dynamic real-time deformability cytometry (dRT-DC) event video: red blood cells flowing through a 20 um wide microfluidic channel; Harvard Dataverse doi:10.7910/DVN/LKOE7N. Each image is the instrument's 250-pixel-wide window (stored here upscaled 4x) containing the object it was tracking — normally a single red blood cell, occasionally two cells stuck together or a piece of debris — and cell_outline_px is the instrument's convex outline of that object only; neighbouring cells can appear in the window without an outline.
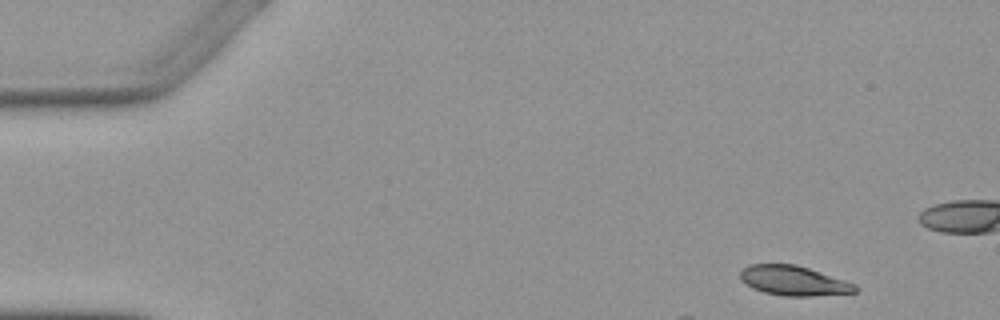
{"species": "Egyptian fruit bat (a non-hibernating species)", "species_latin": "Rousettus aegyptiacus", "temperature_condition": "warm", "stored_images_in_passage": 5, "camera_frame_rate_fps": 3000, "um_per_image_px": 0.085, "animal": {"sex": "female"}, "frame": {"image": 1, "passage_image": 1, "time_ms": 0.0, "image_size_px": [1000, 320], "cell_outline_px": [[860, 288], [856, 292], [812, 296], [784, 296], [764, 292], [752, 288], [740, 280], [740, 272], [748, 264], [796, 264], [856, 284]], "centroid_in_image_um": [67.45, 23.86], "position_along_channel_um": 17.5, "area_um2": 19.88}}
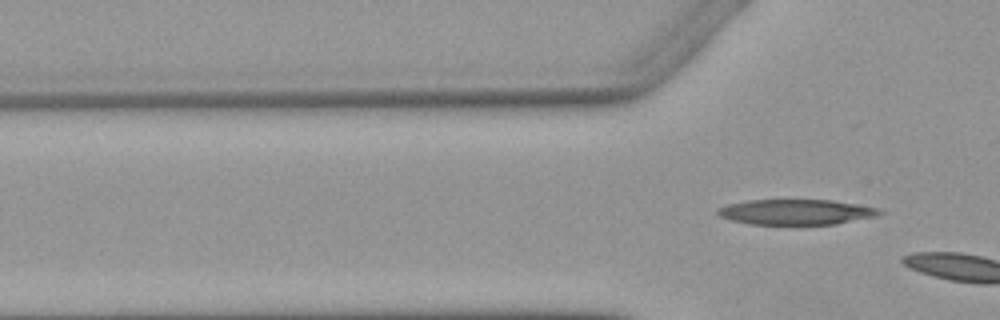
{"frame": {"image": 2, "passage_image": 5, "time_ms": 6.0, "image_size_px": [1000, 320], "cell_outline_px": [[884, 212], [876, 216], [836, 224], [752, 224], [732, 220], [720, 216], [716, 212], [716, 208], [728, 204], [748, 200], [832, 200], [880, 208]], "centroid_in_image_um": [67.67, 18.01], "position_along_channel_um": 58.1, "area_um2": 23.81}}